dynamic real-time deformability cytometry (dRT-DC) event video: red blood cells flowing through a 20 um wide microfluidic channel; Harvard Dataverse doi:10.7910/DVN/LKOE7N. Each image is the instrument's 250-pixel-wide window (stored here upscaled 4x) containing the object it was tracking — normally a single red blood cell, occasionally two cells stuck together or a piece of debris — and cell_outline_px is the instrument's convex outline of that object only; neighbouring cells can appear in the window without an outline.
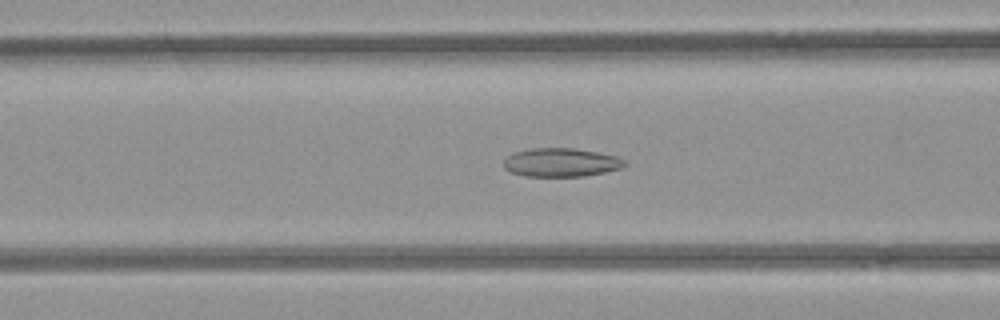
{"species": "common noctule bat (a hibernating species)", "species_latin": "Nyctalus noctula", "temperature_condition": "room temperature", "stored_images_in_passage": 53, "camera_frame_rate_fps": 3000, "um_per_image_px": 0.085, "animal": {"sex": "female", "body_mass_g": 21.9}, "frame": {"image": 1, "passage_image": 21, "time_ms": 6.667, "image_size_px": [1000, 320], "cell_outline_px": [[628, 164], [624, 168], [584, 176], [524, 176], [512, 172], [504, 168], [504, 160], [512, 152], [532, 148], [576, 148], [616, 156], [624, 160]], "centroid_in_image_um": [47.7, 13.8], "position_along_channel_um": 118.9, "area_um2": 20.23}}
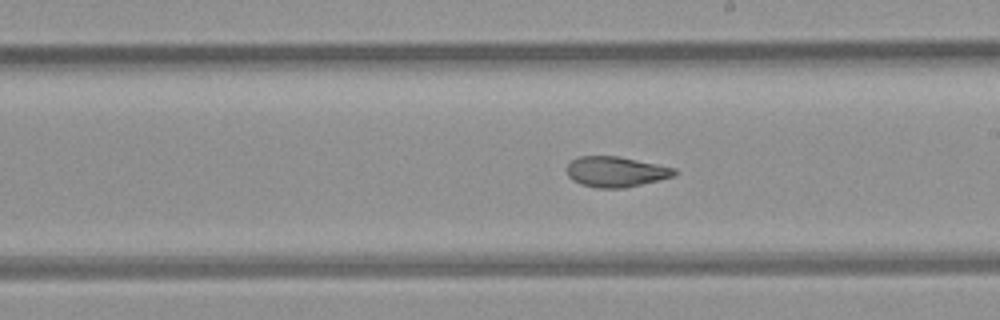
{"frame": {"image": 2, "passage_image": 30, "time_ms": 9.667, "image_size_px": [1000, 320], "cell_outline_px": [[676, 176], [660, 180], [624, 188], [596, 188], [580, 184], [572, 180], [568, 176], [568, 164], [572, 160], [580, 156], [616, 156], [676, 168]], "centroid_in_image_um": [52.36, 14.61], "position_along_channel_um": 236.6, "area_um2": 19.02}}
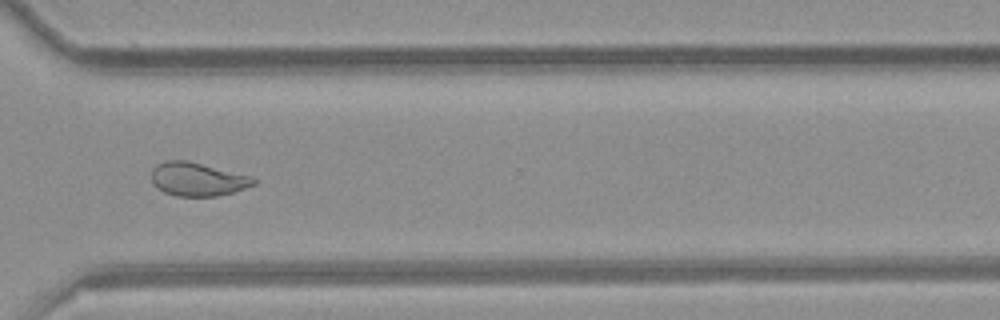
{"frame": {"image": 3, "passage_image": 39, "time_ms": 12.667, "image_size_px": [1000, 320], "cell_outline_px": [[256, 184], [232, 192], [216, 196], [176, 196], [164, 192], [156, 188], [152, 184], [152, 168], [156, 164], [168, 160], [184, 160], [252, 176], [256, 180]], "centroid_in_image_um": [16.75, 15.24], "position_along_channel_um": 353.8, "area_um2": 19.83}, "authors_computed_cell_mechanics": {"area_um2": 21.386, "velocity_mm_per_s": 3.92, "shape_relaxation_time_tau1_ms": null, "shape_relaxation_time_tau2_ms": 1.7637, "deformation_change_tau1": null, "deformation_change_tau2": 0.0828}}